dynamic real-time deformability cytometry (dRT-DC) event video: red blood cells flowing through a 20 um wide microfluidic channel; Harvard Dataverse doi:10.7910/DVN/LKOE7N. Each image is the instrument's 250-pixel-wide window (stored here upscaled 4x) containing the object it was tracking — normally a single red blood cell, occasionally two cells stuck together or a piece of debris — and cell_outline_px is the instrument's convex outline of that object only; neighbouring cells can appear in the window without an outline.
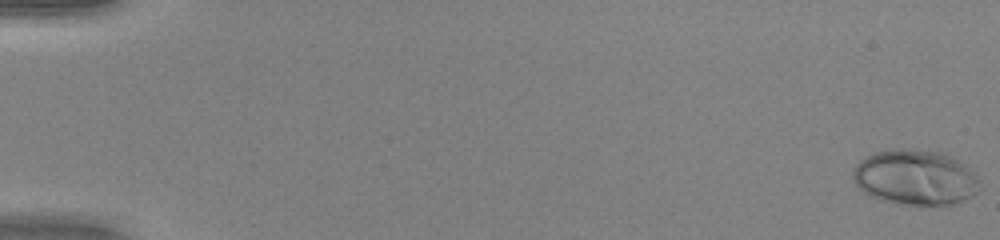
{"species": "human", "species_latin": "Homo sapiens", "temperature_condition": "warm", "stored_images_in_passage": 52, "camera_frame_rate_fps": 3000, "um_per_image_px": 0.085, "donor": {"sex": "female"}, "frame": {"image": 1, "passage_image": 1, "time_ms": 0.0, "image_size_px": [1000, 240], "cell_outline_px": [[980, 180], [976, 192], [972, 196], [952, 204], [904, 204], [880, 200], [864, 192], [852, 180], [852, 168], [860, 160], [872, 152], [892, 148], [908, 148], [940, 152], [964, 164], [976, 172]], "centroid_in_image_um": [77.76, 15.05], "position_along_channel_um": 7.2, "area_um2": 40.92}}
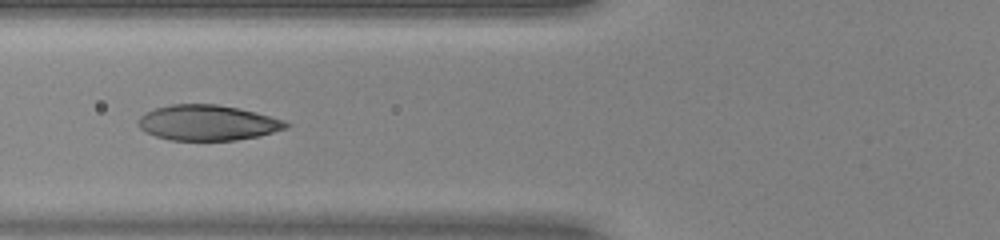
{"frame": {"image": 2, "passage_image": 22, "time_ms": 7.0, "image_size_px": [1000, 240], "cell_outline_px": [[292, 124], [288, 128], [260, 136], [236, 140], [172, 140], [156, 136], [144, 132], [136, 124], [136, 120], [144, 112], [156, 108], [172, 104], [216, 104], [256, 112], [284, 120]], "centroid_in_image_um": [17.64, 10.43], "position_along_channel_um": 108.2, "area_um2": 30.69}}
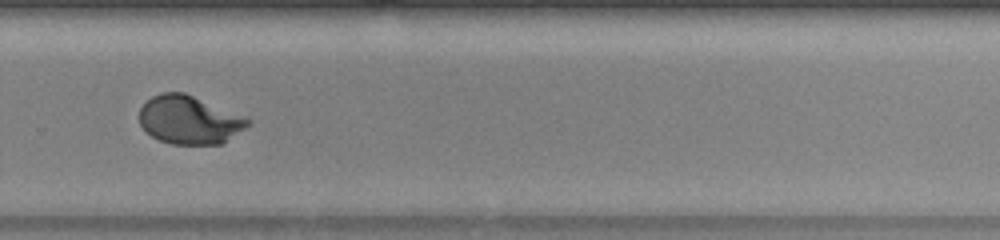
{"frame": {"image": 3, "passage_image": 37, "time_ms": 12.0, "image_size_px": [1000, 240], "cell_outline_px": [[252, 120], [244, 128], [224, 144], [172, 144], [160, 140], [152, 136], [140, 124], [140, 108], [152, 96], [160, 92], [184, 92], [248, 116]], "centroid_in_image_um": [16.14, 10.18], "position_along_channel_um": 313.7, "area_um2": 30.75}, "authors_computed_cell_mechanics": {"area_um2": 31.2698, "velocity_mm_per_s": 4.1182, "shape_relaxation_time_tau1_ms": 3.4126, "shape_relaxation_time_tau2_ms": null, "deformation_change_tau1": 0.2161, "deformation_change_tau2": null}}